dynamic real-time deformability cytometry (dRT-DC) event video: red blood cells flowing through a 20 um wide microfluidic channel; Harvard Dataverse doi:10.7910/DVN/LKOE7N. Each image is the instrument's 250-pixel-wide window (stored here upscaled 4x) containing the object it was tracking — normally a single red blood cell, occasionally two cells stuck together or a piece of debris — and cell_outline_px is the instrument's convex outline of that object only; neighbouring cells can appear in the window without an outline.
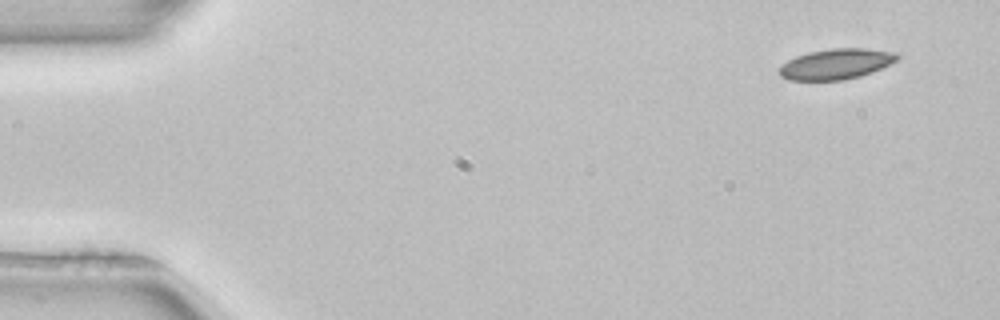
{"species": "common noctule bat (a hibernating species)", "species_latin": "Nyctalus noctula", "temperature_condition": "room temperature", "stored_images_in_passage": 49, "camera_frame_rate_fps": 3000, "um_per_image_px": 0.085, "animal": {"sex": "female", "body_mass_g": 22.7, "forearm_length_mm": 54.2}, "frame": {"image": 1, "passage_image": 1, "time_ms": 0.0, "image_size_px": [1000, 320], "cell_outline_px": [[900, 56], [896, 60], [872, 72], [860, 76], [844, 80], [788, 80], [780, 76], [780, 64], [796, 56], [808, 52], [832, 48], [864, 48], [896, 52]], "centroid_in_image_um": [71.04, 5.43], "position_along_channel_um": 14.0, "area_um2": 20.92}}
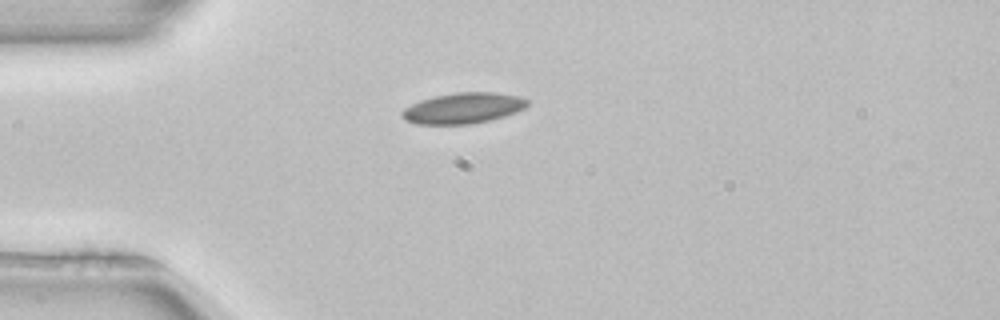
{"frame": {"image": 2, "passage_image": 11, "time_ms": 3.333, "image_size_px": [1000, 320], "cell_outline_px": [[528, 104], [524, 108], [516, 112], [504, 116], [472, 124], [416, 124], [404, 120], [400, 112], [404, 108], [412, 104], [436, 96], [456, 92], [496, 92], [520, 96], [528, 100]], "centroid_in_image_um": [39.38, 9.19], "position_along_channel_um": 45.6, "area_um2": 22.37}}
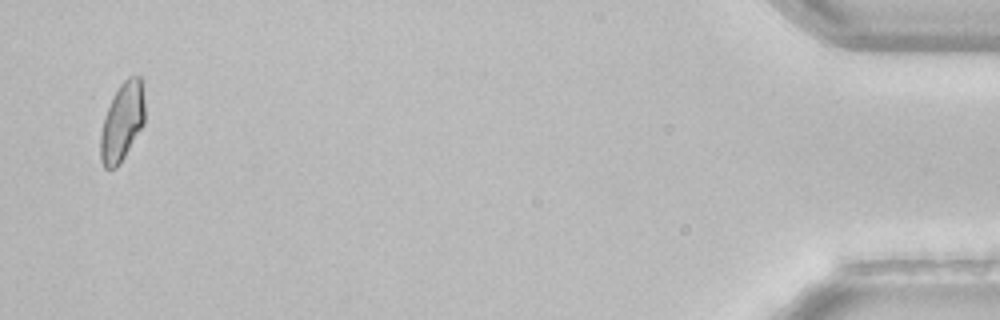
{"frame": {"image": 3, "passage_image": 48, "time_ms": 15.667, "image_size_px": [1000, 320], "cell_outline_px": [[144, 124], [120, 164], [116, 168], [104, 168], [100, 160], [100, 136], [104, 116], [112, 96], [120, 84], [128, 76], [140, 76], [144, 100]], "centroid_in_image_um": [10.37, 10.37], "position_along_channel_um": 424.8, "area_um2": 20.35}, "authors_computed_cell_mechanics": {"area_um2": 21.0392, "velocity_mm_per_s": 3.9461, "shape_relaxation_time_tau1_ms": null, "shape_relaxation_time_tau2_ms": 9.8513, "deformation_change_tau1": null, "deformation_change_tau2": 0.1061}}